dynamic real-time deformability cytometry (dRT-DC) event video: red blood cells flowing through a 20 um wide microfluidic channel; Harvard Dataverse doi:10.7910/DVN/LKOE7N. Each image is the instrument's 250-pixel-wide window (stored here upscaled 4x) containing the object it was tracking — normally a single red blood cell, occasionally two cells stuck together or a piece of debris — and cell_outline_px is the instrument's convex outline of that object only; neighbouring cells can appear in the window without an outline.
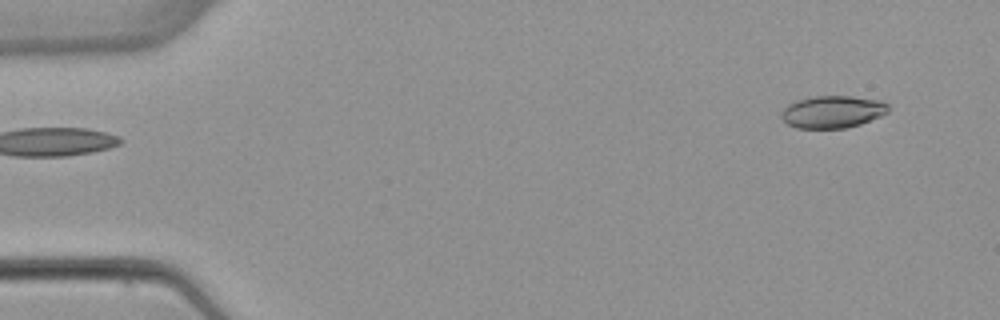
{"species": "common noctule bat (a hibernating species)", "species_latin": "Nyctalus noctula", "temperature_condition": "warm", "stored_images_in_passage": 5, "segment_of_instrument_passage": [2, 2], "camera_frame_rate_fps": 3000, "um_per_image_px": 0.085, "animal": {"sex": "female", "body_mass_g": 22.7, "forearm_length_mm": 54.2}, "frame": {"image": 1, "passage_image": 5, "time_ms": 5.667, "image_size_px": [1000, 320], "cell_outline_px": [[888, 112], [880, 116], [860, 124], [844, 128], [796, 128], [788, 124], [780, 116], [780, 112], [788, 104], [796, 100], [816, 96], [852, 96], [880, 100], [888, 104]], "centroid_in_image_um": [70.75, 9.5], "position_along_channel_um": 14.3, "area_um2": 20.11}}